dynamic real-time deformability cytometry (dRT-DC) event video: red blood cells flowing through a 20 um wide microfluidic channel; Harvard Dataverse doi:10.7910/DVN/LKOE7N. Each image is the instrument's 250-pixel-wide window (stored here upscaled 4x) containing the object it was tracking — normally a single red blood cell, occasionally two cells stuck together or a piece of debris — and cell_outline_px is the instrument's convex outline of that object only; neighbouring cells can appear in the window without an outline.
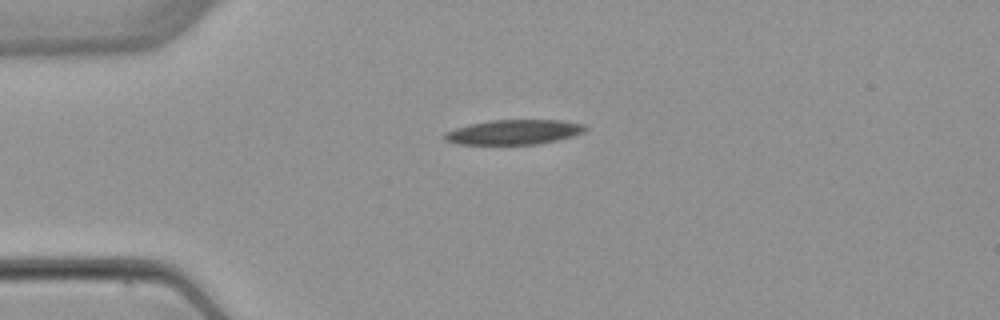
{"species": "common noctule bat (a hibernating species)", "species_latin": "Nyctalus noctula", "temperature_condition": "warm", "stored_images_in_passage": 4, "camera_frame_rate_fps": 3000, "um_per_image_px": 0.085, "animal": {"sex": "female", "body_mass_g": 22.7, "forearm_length_mm": 54.2}, "frame": {"image": 1, "passage_image": 4, "time_ms": 4.667, "image_size_px": [1000, 320], "cell_outline_px": [[588, 128], [584, 132], [572, 136], [540, 144], [456, 144], [444, 140], [440, 136], [444, 132], [468, 124], [488, 120], [560, 120], [584, 124]], "centroid_in_image_um": [43.63, 11.22], "position_along_channel_um": 41.4, "area_um2": 20.52}}